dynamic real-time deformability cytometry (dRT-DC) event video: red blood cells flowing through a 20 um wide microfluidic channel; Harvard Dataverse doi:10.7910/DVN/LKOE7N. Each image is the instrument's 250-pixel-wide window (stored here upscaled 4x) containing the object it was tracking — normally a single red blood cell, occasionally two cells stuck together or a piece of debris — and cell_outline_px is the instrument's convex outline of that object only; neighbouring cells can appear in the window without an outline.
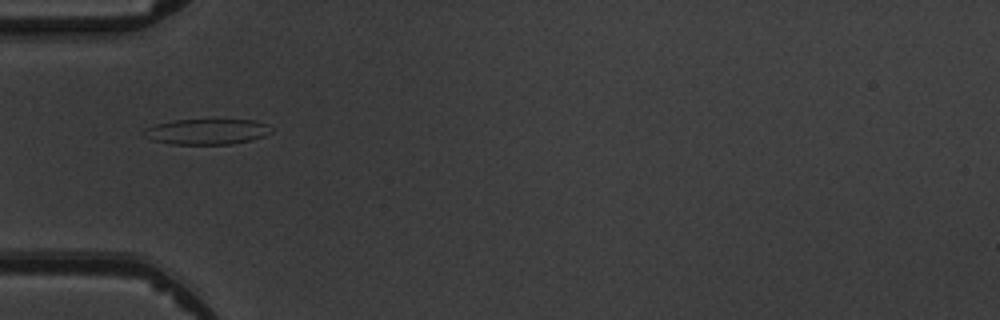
{"species": "common noctule bat (a hibernating species)", "species_latin": "Nyctalus noctula", "temperature_condition": "warm", "stored_images_in_passage": 4, "camera_frame_rate_fps": 3000, "um_per_image_px": 0.085, "animal": {"sex": "male", "body_mass_g": 19.5, "forearm_length_mm": 54.6}, "frame": {"image": 1, "passage_image": 1, "time_ms": 0.0, "image_size_px": [1000, 320], "cell_outline_px": [[272, 132], [264, 136], [252, 140], [232, 144], [172, 144], [152, 140], [144, 136], [144, 128], [156, 124], [176, 120], [212, 116], [256, 120], [268, 124], [272, 128]], "centroid_in_image_um": [17.65, 11.13], "position_along_channel_um": 67.3, "area_um2": 20.17}}
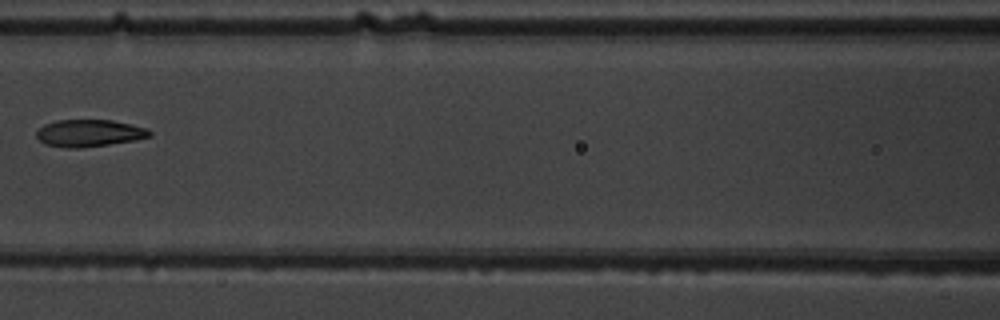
{"frame": {"image": 2, "passage_image": 3, "time_ms": 2.333, "image_size_px": [1000, 320], "cell_outline_px": [[152, 136], [132, 140], [108, 144], [80, 148], [64, 148], [44, 144], [36, 136], [36, 132], [44, 124], [56, 120], [112, 120], [132, 124], [148, 128], [152, 132]], "centroid_in_image_um": [7.58, 11.31], "position_along_channel_um": 159.0, "area_um2": 17.92}}
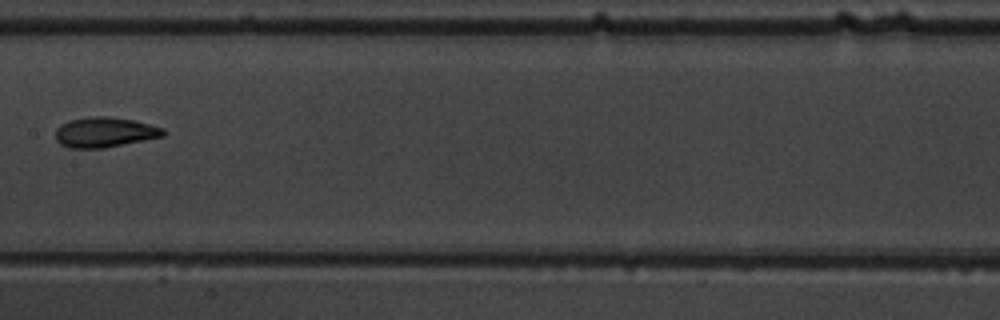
{"frame": {"image": 3, "passage_image": 4, "time_ms": 3.333, "image_size_px": [1000, 320], "cell_outline_px": [[168, 132], [164, 136], [104, 148], [68, 148], [60, 144], [56, 140], [56, 128], [60, 124], [68, 120], [88, 116], [108, 116], [132, 120], [164, 128]], "centroid_in_image_um": [8.88, 11.24], "position_along_channel_um": 198.5, "area_um2": 19.07}}